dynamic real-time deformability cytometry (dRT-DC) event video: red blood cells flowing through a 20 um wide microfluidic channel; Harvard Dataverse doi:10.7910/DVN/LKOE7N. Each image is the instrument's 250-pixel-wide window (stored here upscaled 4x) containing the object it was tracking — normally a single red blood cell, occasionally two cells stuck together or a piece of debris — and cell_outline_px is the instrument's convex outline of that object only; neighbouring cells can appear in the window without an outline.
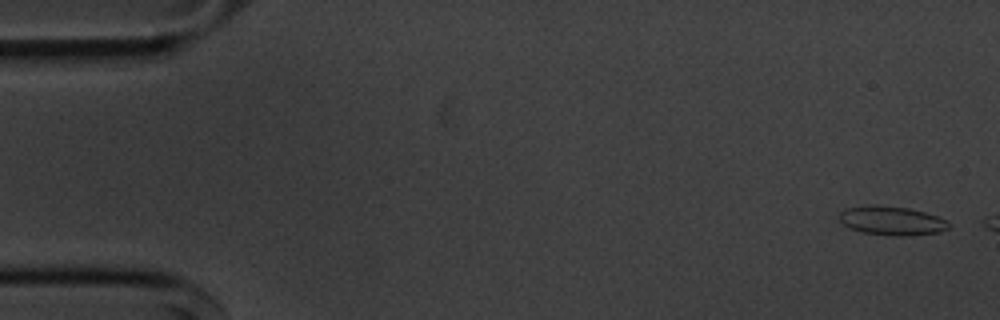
{"species": "common noctule bat (a hibernating species)", "species_latin": "Nyctalus noctula", "temperature_condition": "cold", "stored_images_in_passage": 8, "camera_frame_rate_fps": 3000, "um_per_image_px": 0.085, "animal": {"sex": "male", "body_mass_g": 20.1, "forearm_length_mm": 53.5}, "frame": {"image": 1, "passage_image": 2, "time_ms": 0.333, "image_size_px": [1000, 320], "cell_outline_px": [[948, 228], [940, 232], [908, 236], [892, 236], [860, 232], [844, 224], [840, 220], [840, 212], [844, 208], [872, 204], [908, 208], [924, 212], [948, 220]], "centroid_in_image_um": [75.79, 18.76], "position_along_channel_um": 9.2, "area_um2": 18.5}}